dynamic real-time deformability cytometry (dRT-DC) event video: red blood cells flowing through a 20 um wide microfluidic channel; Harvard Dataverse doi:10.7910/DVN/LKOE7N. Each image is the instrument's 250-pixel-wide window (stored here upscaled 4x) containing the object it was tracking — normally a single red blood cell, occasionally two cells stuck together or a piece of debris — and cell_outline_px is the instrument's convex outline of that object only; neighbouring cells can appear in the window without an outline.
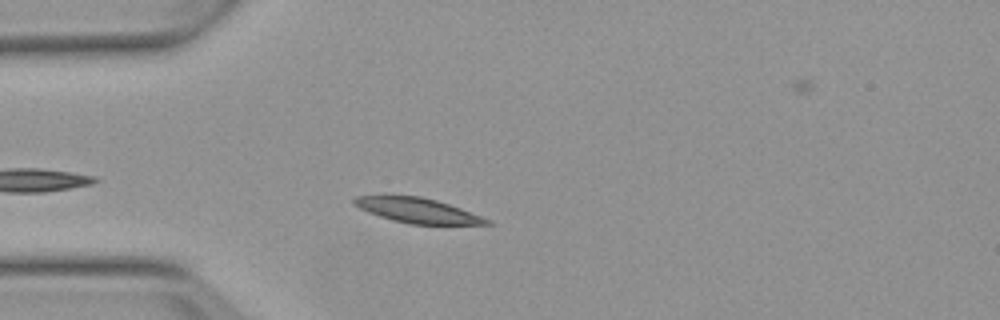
{"species": "Egyptian fruit bat (a non-hibernating species)", "species_latin": "Rousettus aegyptiacus", "temperature_condition": "warm", "stored_images_in_passage": 43, "camera_frame_rate_fps": 3000, "um_per_image_px": 0.085, "animal": {"sex": "female"}, "frame": {"image": 1, "passage_image": 6, "time_ms": 1.667, "image_size_px": [1000, 320], "cell_outline_px": [[492, 224], [408, 224], [392, 220], [368, 212], [352, 204], [352, 200], [356, 196], [420, 196], [436, 200], [460, 208], [492, 220]], "centroid_in_image_um": [35.48, 17.89], "position_along_channel_um": 49.5, "area_um2": 19.02}}
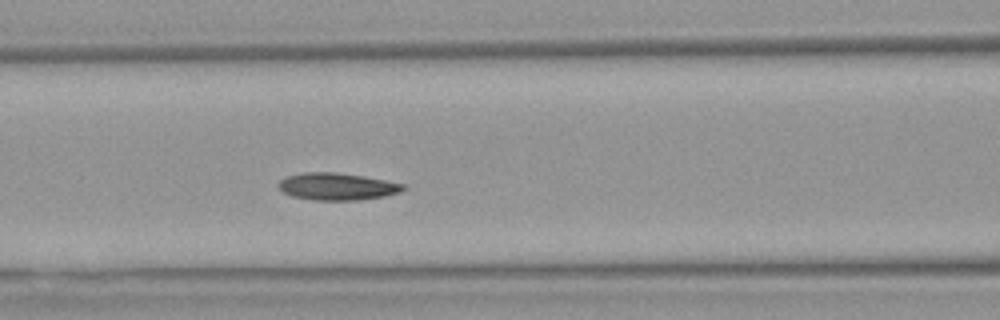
{"frame": {"image": 2, "passage_image": 14, "time_ms": 4.333, "image_size_px": [1000, 320], "cell_outline_px": [[408, 188], [400, 192], [384, 196], [356, 200], [312, 200], [292, 196], [284, 192], [276, 184], [284, 176], [300, 172], [336, 172], [364, 176], [408, 184]], "centroid_in_image_um": [28.67, 15.84], "position_along_channel_um": 137.9, "area_um2": 20.06}}
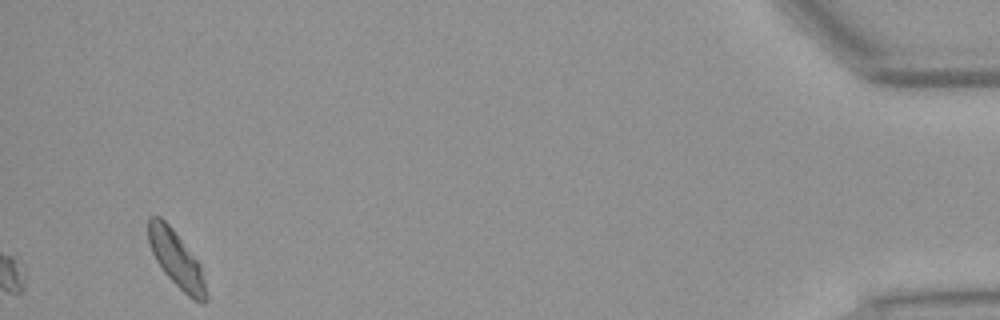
{"frame": {"image": 3, "passage_image": 43, "time_ms": 14.0, "image_size_px": [1000, 320], "cell_outline_px": [[208, 300], [204, 304], [200, 304], [192, 300], [164, 272], [156, 260], [152, 252], [148, 240], [148, 216], [160, 216], [172, 228], [200, 264], [208, 296]], "centroid_in_image_um": [15.0, 22.07], "position_along_channel_um": 420.2, "area_um2": 18.79}, "authors_computed_cell_mechanics": {"area_um2": 18.4382, "velocity_mm_per_s": 3.783, "shape_relaxation_time_tau1_ms": 1.7348, "shape_relaxation_time_tau2_ms": 9.3098, "deformation_change_tau1": 0.0788, "deformation_change_tau2": 0.1401}}